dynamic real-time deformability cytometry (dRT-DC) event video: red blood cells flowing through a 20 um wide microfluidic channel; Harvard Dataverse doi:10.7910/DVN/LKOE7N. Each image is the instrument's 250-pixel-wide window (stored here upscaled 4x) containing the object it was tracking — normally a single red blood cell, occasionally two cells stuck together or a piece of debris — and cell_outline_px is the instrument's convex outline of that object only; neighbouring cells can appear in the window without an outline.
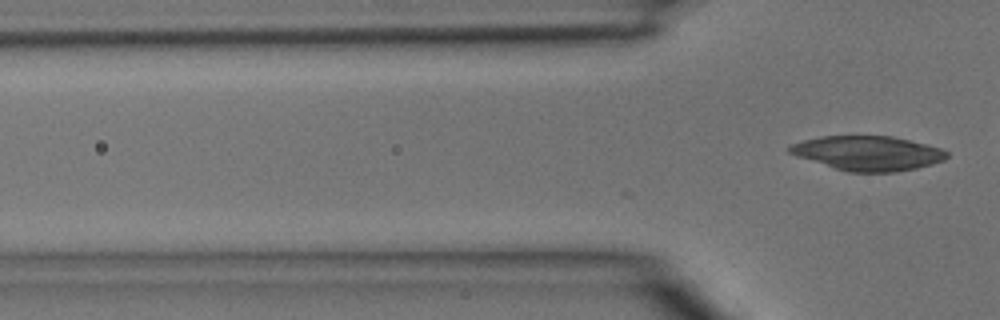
{"species": "common noctule bat (a hibernating species)", "species_latin": "Nyctalus noctula", "temperature_condition": "room temperature", "stored_images_in_passage": 4, "camera_frame_rate_fps": 3000, "um_per_image_px": 0.085, "animal": {"sex": "male", "body_mass_g": 15.6}, "frame": {"image": 1, "passage_image": 4, "time_ms": 1.0, "image_size_px": [1000, 320], "cell_outline_px": [[948, 156], [944, 160], [932, 164], [916, 168], [896, 172], [848, 172], [796, 156], [788, 152], [784, 148], [792, 144], [804, 140], [820, 136], [892, 136], [928, 144], [940, 148], [948, 152]], "centroid_in_image_um": [73.76, 13.02], "position_along_channel_um": 52.0, "area_um2": 31.67}}